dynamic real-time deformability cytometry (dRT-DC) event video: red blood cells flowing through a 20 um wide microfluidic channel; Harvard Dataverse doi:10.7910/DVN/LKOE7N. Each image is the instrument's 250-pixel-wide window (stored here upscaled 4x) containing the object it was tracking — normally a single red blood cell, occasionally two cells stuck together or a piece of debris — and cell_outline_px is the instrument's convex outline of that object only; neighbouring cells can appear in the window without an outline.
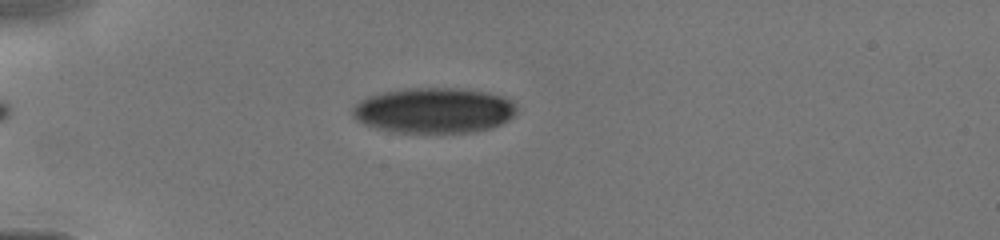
{"species": "human", "species_latin": "Homo sapiens", "temperature_condition": "cold", "stored_images_in_passage": 7, "camera_frame_rate_fps": 3000, "um_per_image_px": 0.085, "donor": {"sex": "male"}, "frame": {"image": 1, "passage_image": 5, "time_ms": 3.333, "image_size_px": [1000, 240], "cell_outline_px": [[516, 116], [492, 128], [472, 132], [396, 132], [364, 124], [356, 120], [352, 116], [352, 108], [360, 100], [368, 96], [384, 92], [404, 88], [452, 88], [488, 92], [500, 96], [516, 104]], "centroid_in_image_um": [36.89, 9.38], "position_along_channel_um": 48.1, "area_um2": 43.29}}
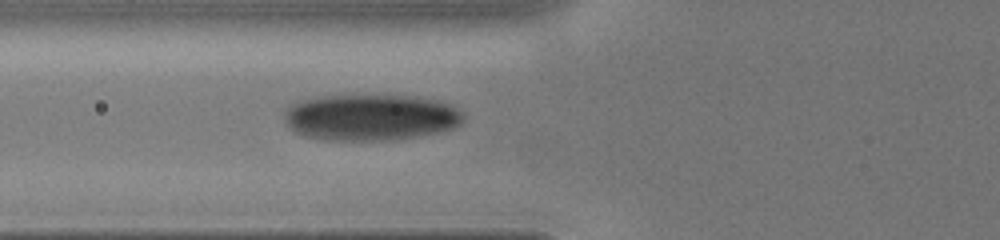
{"frame": {"image": 2, "passage_image": 7, "time_ms": 5.0, "image_size_px": [1000, 240], "cell_outline_px": [[464, 120], [460, 124], [452, 128], [436, 132], [416, 136], [384, 140], [328, 140], [308, 136], [296, 132], [288, 128], [284, 120], [284, 112], [292, 104], [304, 100], [320, 96], [404, 96], [432, 100], [448, 104], [464, 112]], "centroid_in_image_um": [31.47, 9.98], "position_along_channel_um": 94.3, "area_um2": 47.63}}